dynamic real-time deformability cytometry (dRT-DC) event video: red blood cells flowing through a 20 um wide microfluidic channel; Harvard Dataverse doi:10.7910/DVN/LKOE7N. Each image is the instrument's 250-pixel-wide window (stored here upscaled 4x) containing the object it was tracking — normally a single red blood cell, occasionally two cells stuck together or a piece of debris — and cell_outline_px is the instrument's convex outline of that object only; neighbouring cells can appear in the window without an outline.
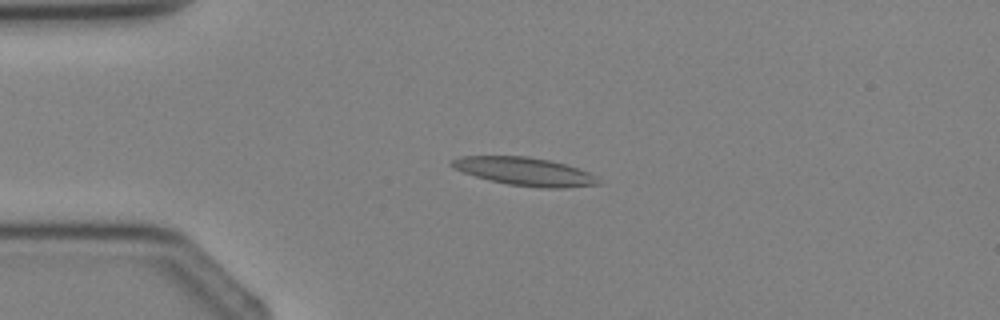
{"species": "Egyptian fruit bat (a non-hibernating species)", "species_latin": "Rousettus aegyptiacus", "temperature_condition": "cold", "stored_images_in_passage": 3, "camera_frame_rate_fps": 3000, "um_per_image_px": 0.085, "animal": {"sex": "female"}, "frame": {"image": 1, "passage_image": 2, "time_ms": 1.333, "image_size_px": [1000, 320], "cell_outline_px": [[600, 184], [564, 188], [544, 188], [508, 184], [488, 180], [464, 172], [448, 164], [452, 160], [460, 156], [528, 156], [548, 160], [564, 164], [588, 172]], "centroid_in_image_um": [44.54, 14.57], "position_along_channel_um": 40.5, "area_um2": 23.58}}